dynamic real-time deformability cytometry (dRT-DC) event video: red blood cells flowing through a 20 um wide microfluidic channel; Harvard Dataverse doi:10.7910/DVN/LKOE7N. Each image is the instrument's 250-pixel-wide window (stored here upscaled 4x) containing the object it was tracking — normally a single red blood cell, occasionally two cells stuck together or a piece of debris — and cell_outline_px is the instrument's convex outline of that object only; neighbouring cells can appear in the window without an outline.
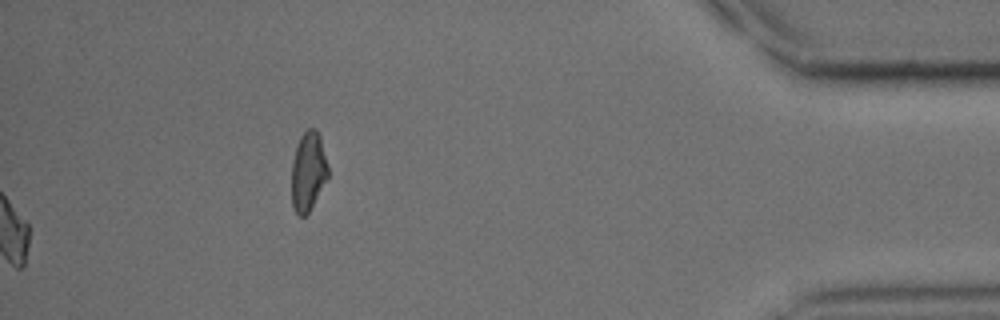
{"species": "common noctule bat (a hibernating species)", "species_latin": "Nyctalus noctula", "temperature_condition": "cold", "stored_images_in_passage": 46, "camera_frame_rate_fps": 3000, "um_per_image_px": 0.085, "animal": {"sex": "male", "body_mass_g": 15.6}, "frame": {"image": 1, "passage_image": 46, "time_ms": 15.0, "image_size_px": [1000, 320], "cell_outline_px": [[328, 176], [308, 212], [304, 216], [300, 216], [296, 212], [292, 204], [292, 160], [300, 136], [308, 128], [316, 128], [320, 136], [328, 164]], "centroid_in_image_um": [26.19, 14.52], "position_along_channel_um": 409.0, "area_um2": 16.59}}